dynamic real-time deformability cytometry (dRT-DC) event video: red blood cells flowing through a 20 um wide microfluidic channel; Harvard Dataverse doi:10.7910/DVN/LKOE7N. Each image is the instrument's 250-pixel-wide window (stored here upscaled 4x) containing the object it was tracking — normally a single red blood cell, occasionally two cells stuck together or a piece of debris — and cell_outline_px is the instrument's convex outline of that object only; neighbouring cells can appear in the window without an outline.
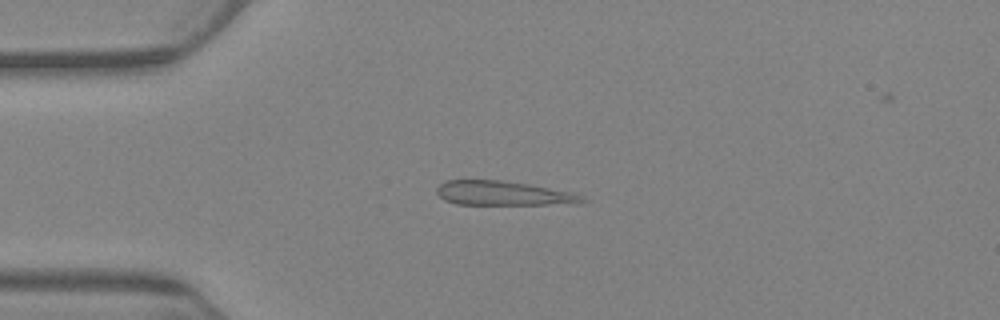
{"species": "Egyptian fruit bat (a non-hibernating species)", "species_latin": "Rousettus aegyptiacus", "temperature_condition": "warm", "stored_images_in_passage": 5, "camera_frame_rate_fps": 3000, "um_per_image_px": 0.085, "animal": {"sex": "female"}, "frame": {"image": 1, "passage_image": 4, "time_ms": 3.667, "image_size_px": [1000, 320], "cell_outline_px": [[588, 200], [580, 204], [456, 204], [444, 200], [436, 192], [436, 188], [444, 180], [500, 180], [532, 184], [572, 192], [584, 196]], "centroid_in_image_um": [42.83, 16.42], "position_along_channel_um": 42.2, "area_um2": 20.87}}